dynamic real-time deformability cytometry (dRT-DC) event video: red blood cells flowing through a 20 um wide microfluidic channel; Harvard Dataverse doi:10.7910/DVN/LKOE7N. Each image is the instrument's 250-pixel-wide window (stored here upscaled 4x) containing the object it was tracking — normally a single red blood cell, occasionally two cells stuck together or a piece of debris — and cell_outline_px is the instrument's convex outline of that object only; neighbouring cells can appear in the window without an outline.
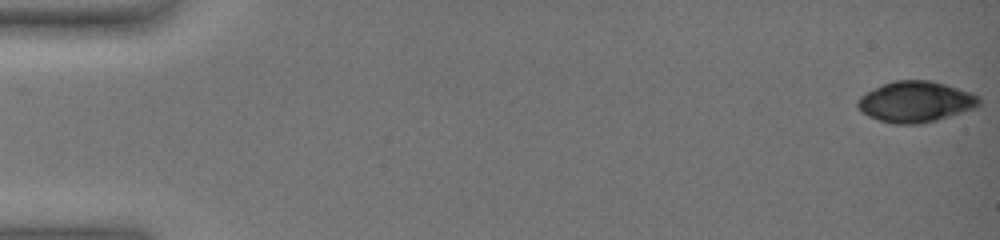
{"species": "common noctule bat (a hibernating species)", "species_latin": "Nyctalus noctula", "temperature_condition": "warm", "stored_images_in_passage": 56, "camera_frame_rate_fps": 3000, "um_per_image_px": 0.085, "animal": {"sex": "female", "body_mass_g": 19.0, "forearm_length_mm": 51.5}, "frame": {"image": 1, "passage_image": 1, "time_ms": 0.0, "image_size_px": [1000, 240], "cell_outline_px": [[980, 104], [976, 108], [936, 120], [920, 124], [896, 124], [880, 120], [868, 116], [860, 112], [856, 104], [860, 96], [884, 84], [896, 80], [928, 80], [944, 84], [972, 92], [980, 96]], "centroid_in_image_um": [77.85, 8.65], "position_along_channel_um": 7.2, "area_um2": 28.84}}
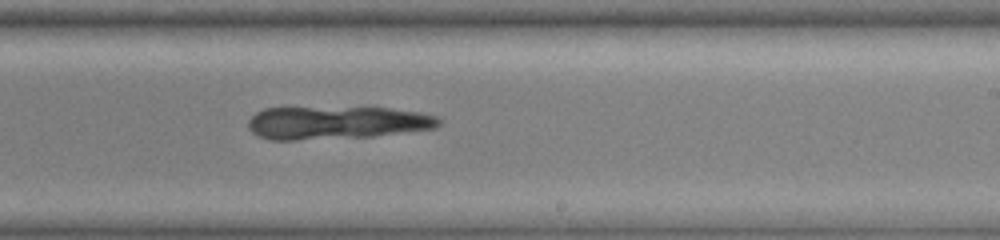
{"frame": {"image": 2, "passage_image": 37, "time_ms": 12.0, "image_size_px": [1000, 240], "cell_outline_px": [[440, 124], [436, 128], [372, 136], [296, 140], [268, 140], [252, 132], [248, 128], [248, 120], [256, 112], [264, 108], [388, 108], [416, 112], [436, 116], [440, 120]], "centroid_in_image_um": [28.57, 10.43], "position_along_channel_um": 260.4, "area_um2": 36.3}}
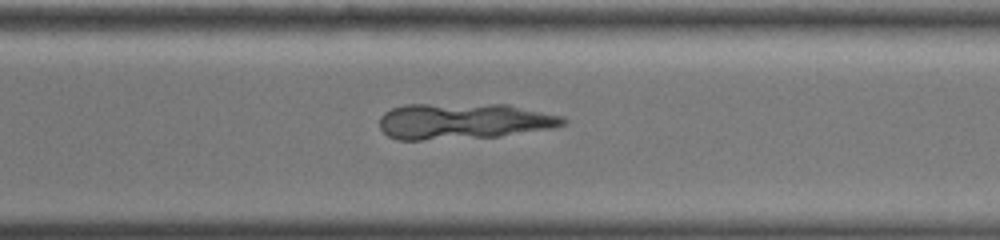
{"frame": {"image": 3, "passage_image": 43, "time_ms": 14.0, "image_size_px": [1000, 240], "cell_outline_px": [[568, 120], [564, 124], [552, 128], [500, 136], [420, 140], [396, 140], [388, 136], [380, 128], [380, 116], [384, 112], [392, 108], [404, 104], [508, 104], [564, 116]], "centroid_in_image_um": [39.4, 10.29], "position_along_channel_um": 331.2, "area_um2": 38.78}}